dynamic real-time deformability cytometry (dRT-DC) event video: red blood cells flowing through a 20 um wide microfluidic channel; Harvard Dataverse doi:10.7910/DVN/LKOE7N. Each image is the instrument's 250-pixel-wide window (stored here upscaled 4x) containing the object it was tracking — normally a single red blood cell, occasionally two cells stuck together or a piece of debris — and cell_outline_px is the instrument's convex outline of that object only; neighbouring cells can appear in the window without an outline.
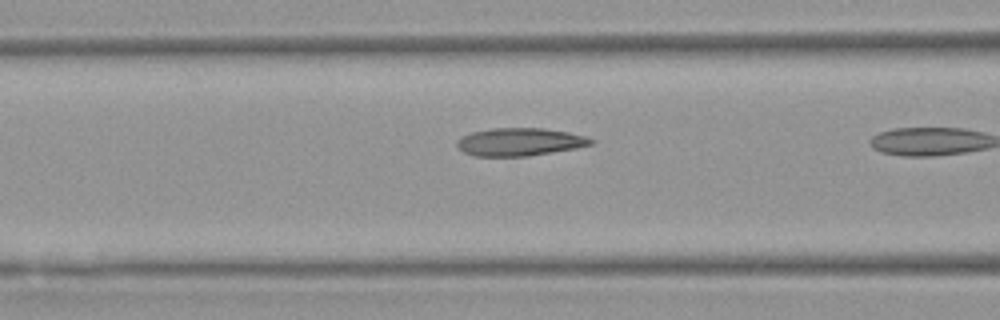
{"species": "Egyptian fruit bat (a non-hibernating species)", "species_latin": "Rousettus aegyptiacus", "temperature_condition": "warm", "stored_images_in_passage": 8, "camera_frame_rate_fps": 3000, "um_per_image_px": 0.085, "animal": {"sex": "female"}, "frame": {"image": 1, "passage_image": 7, "time_ms": 2.0, "image_size_px": [1000, 320], "cell_outline_px": [[596, 140], [592, 144], [576, 148], [528, 156], [472, 156], [464, 152], [456, 144], [456, 140], [472, 132], [492, 128], [544, 128], [568, 132], [584, 136]], "centroid_in_image_um": [44.18, 12.06], "position_along_channel_um": 122.4, "area_um2": 21.68}}